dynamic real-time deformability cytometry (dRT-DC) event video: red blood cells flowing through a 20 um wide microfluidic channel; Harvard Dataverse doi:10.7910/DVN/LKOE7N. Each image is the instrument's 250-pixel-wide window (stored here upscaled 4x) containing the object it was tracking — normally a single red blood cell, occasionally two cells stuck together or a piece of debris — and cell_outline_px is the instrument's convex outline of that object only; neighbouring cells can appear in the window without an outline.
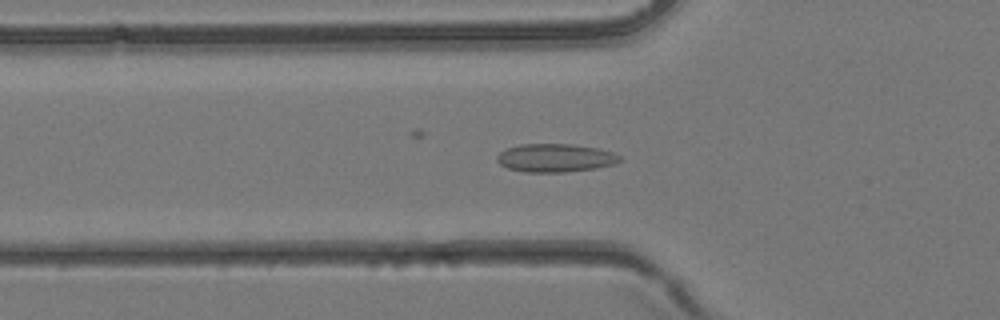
{"species": "common noctule bat (a hibernating species)", "species_latin": "Nyctalus noctula", "temperature_condition": "room temperature", "stored_images_in_passage": 41, "camera_frame_rate_fps": 3000, "um_per_image_px": 0.085, "animal": {"sex": "female", "body_mass_g": 24.6, "forearm_length_mm": 56.2}, "frame": {"image": 1, "passage_image": 14, "time_ms": 4.333, "image_size_px": [1000, 320], "cell_outline_px": [[620, 160], [616, 164], [596, 168], [564, 172], [524, 172], [508, 168], [500, 164], [496, 160], [496, 156], [500, 152], [508, 148], [520, 144], [572, 144], [600, 148], [612, 152], [620, 156]], "centroid_in_image_um": [47.2, 13.42], "position_along_channel_um": 78.6, "area_um2": 20.29}}
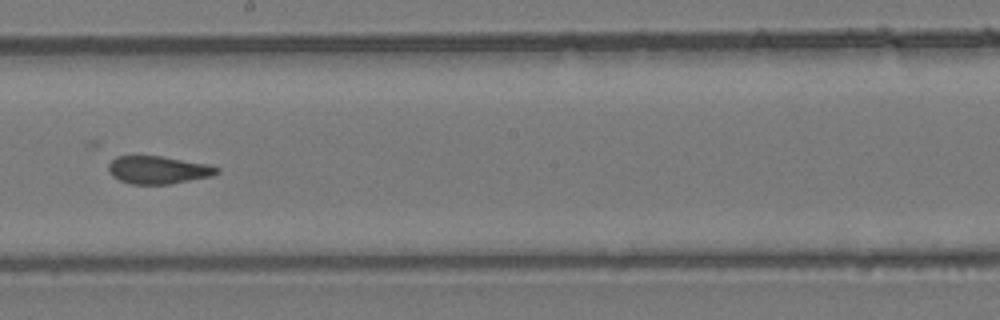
{"frame": {"image": 2, "passage_image": 23, "time_ms": 7.333, "image_size_px": [1000, 320], "cell_outline_px": [[220, 172], [212, 176], [168, 184], [132, 184], [120, 180], [112, 176], [108, 172], [108, 164], [116, 156], [160, 156], [208, 164], [220, 168]], "centroid_in_image_um": [13.44, 14.44], "position_along_channel_um": 234.8, "area_um2": 17.51}}
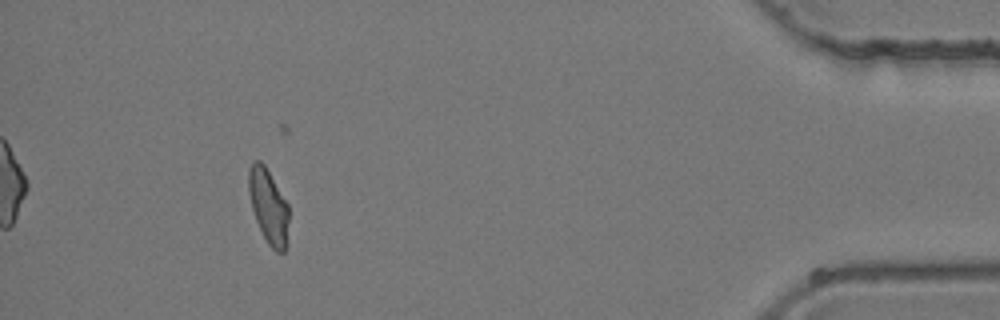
{"frame": {"image": 3, "passage_image": 37, "time_ms": 12.0, "image_size_px": [1000, 320], "cell_outline_px": [[288, 244], [284, 252], [276, 252], [268, 244], [256, 220], [252, 208], [248, 192], [248, 168], [252, 160], [260, 160], [264, 164], [288, 204]], "centroid_in_image_um": [22.82, 17.52], "position_along_channel_um": 412.4, "area_um2": 17.57}}